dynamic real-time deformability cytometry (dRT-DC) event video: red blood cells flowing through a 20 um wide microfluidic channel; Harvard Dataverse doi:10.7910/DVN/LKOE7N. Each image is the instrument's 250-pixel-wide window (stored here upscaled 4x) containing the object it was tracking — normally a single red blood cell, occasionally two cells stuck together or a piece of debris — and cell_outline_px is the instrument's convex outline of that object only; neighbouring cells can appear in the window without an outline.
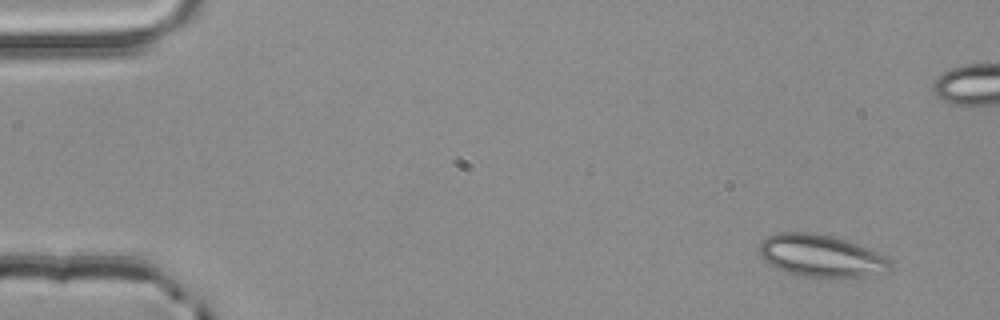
{"species": "common noctule bat (a hibernating species)", "species_latin": "Nyctalus noctula", "temperature_condition": "room temperature", "stored_images_in_passage": 4, "camera_frame_rate_fps": 3000, "um_per_image_px": 0.085, "animal": {"sex": "male", "body_mass_g": 20.4}, "frame": {"image": 1, "passage_image": 1, "time_ms": 0.0, "image_size_px": [1000, 320], "cell_outline_px": [[892, 268], [888, 272], [868, 276], [836, 280], [804, 276], [788, 272], [776, 268], [768, 264], [760, 256], [760, 244], [768, 236], [776, 232], [812, 232], [832, 236], [856, 244], [888, 256], [892, 260]], "centroid_in_image_um": [69.86, 21.78], "position_along_channel_um": 15.1, "area_um2": 33.0}}